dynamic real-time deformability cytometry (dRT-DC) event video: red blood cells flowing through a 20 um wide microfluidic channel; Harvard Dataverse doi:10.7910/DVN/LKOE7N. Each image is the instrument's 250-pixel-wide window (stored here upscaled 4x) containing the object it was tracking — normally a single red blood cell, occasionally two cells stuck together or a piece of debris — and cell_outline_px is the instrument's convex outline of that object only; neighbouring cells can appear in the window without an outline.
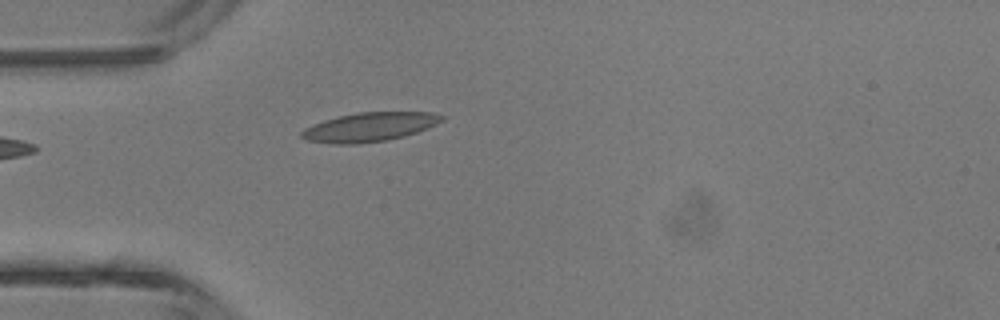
{"species": "common noctule bat (a hibernating species)", "species_latin": "Nyctalus noctula", "temperature_condition": "room temperature", "stored_images_in_passage": 3, "camera_frame_rate_fps": 3000, "um_per_image_px": 0.085, "animal": {"sex": "male", "body_mass_g": 13.3}, "frame": {"image": 1, "passage_image": 3, "time_ms": 2.333, "image_size_px": [1000, 320], "cell_outline_px": [[444, 120], [428, 128], [404, 136], [388, 140], [356, 144], [332, 144], [308, 140], [300, 136], [300, 132], [304, 128], [324, 120], [356, 112], [432, 112], [444, 116]], "centroid_in_image_um": [31.41, 10.79], "position_along_channel_um": 53.6, "area_um2": 23.7}}